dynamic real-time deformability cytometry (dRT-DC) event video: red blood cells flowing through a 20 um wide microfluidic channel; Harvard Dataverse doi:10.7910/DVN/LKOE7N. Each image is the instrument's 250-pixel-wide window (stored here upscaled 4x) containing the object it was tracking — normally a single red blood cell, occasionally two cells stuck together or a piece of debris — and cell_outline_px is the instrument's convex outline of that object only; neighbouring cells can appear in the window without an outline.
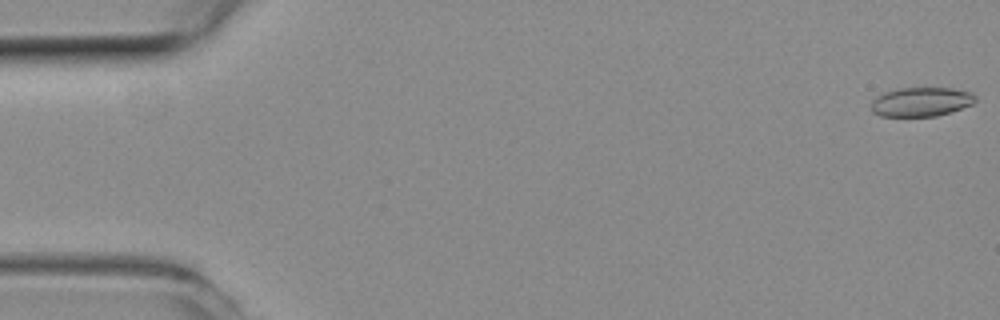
{"species": "common noctule bat (a hibernating species)", "species_latin": "Nyctalus noctula", "temperature_condition": "room temperature", "stored_images_in_passage": 52, "camera_frame_rate_fps": 3000, "um_per_image_px": 0.085, "animal": {"sex": "female", "body_mass_g": 19.3, "forearm_length_mm": 54.1}, "frame": {"image": 1, "passage_image": 1, "time_ms": 0.0, "image_size_px": [1000, 320], "cell_outline_px": [[976, 100], [972, 104], [936, 116], [880, 116], [872, 112], [872, 100], [876, 96], [884, 92], [900, 88], [952, 88], [972, 92], [976, 96]], "centroid_in_image_um": [78.28, 8.65], "position_along_channel_um": 6.7, "area_um2": 17.63}}
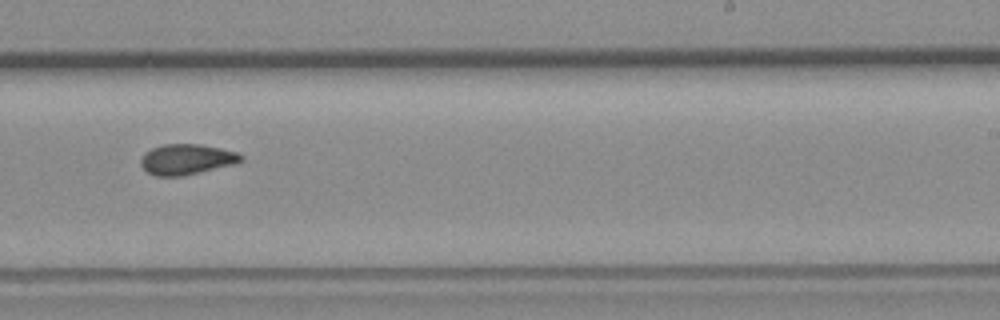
{"frame": {"image": 2, "passage_image": 32, "time_ms": 10.333, "image_size_px": [1000, 320], "cell_outline_px": [[244, 160], [232, 164], [184, 176], [156, 176], [148, 172], [140, 164], [140, 160], [144, 152], [152, 148], [164, 144], [200, 144], [220, 148], [236, 152], [244, 156]], "centroid_in_image_um": [15.84, 13.54], "position_along_channel_um": 273.2, "area_um2": 17.74}}
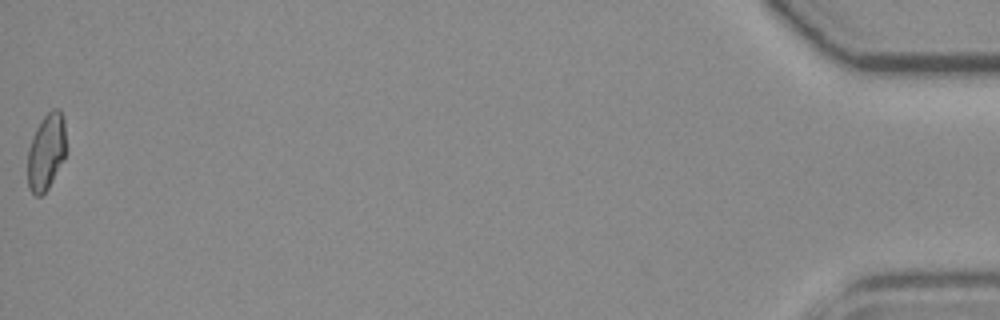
{"frame": {"image": 3, "passage_image": 52, "time_ms": 17.0, "image_size_px": [1000, 320], "cell_outline_px": [[64, 160], [48, 188], [40, 196], [36, 196], [28, 188], [28, 148], [32, 136], [36, 128], [44, 116], [52, 108], [60, 108], [64, 120]], "centroid_in_image_um": [3.91, 12.9], "position_along_channel_um": 431.3, "area_um2": 16.99}, "authors_computed_cell_mechanics": {"area_um2": 17.629, "velocity_mm_per_s": 3.9793, "shape_relaxation_time_tau1_ms": null, "shape_relaxation_time_tau2_ms": 1.8408, "deformation_change_tau1": null, "deformation_change_tau2": 0.078}}